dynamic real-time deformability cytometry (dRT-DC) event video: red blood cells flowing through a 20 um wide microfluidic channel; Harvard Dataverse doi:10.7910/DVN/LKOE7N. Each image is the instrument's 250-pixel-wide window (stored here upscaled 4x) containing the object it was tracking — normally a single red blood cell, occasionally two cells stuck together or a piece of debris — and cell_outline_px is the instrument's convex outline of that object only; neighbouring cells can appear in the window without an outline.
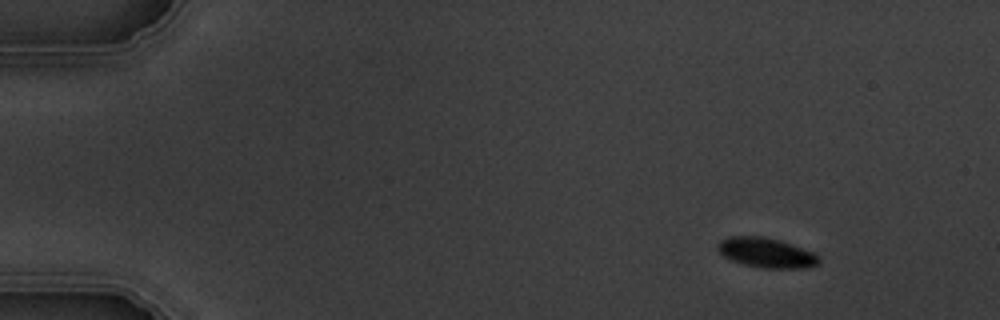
{"species": "common noctule bat (a hibernating species)", "species_latin": "Nyctalus noctula", "temperature_condition": "warm", "stored_images_in_passage": 4, "camera_frame_rate_fps": 3000, "um_per_image_px": 0.085, "animal": {"sex": "male", "body_mass_g": 19.5, "forearm_length_mm": 54.6}, "frame": {"image": 1, "passage_image": 1, "time_ms": 0.0, "image_size_px": [1000, 320], "cell_outline_px": [[820, 264], [804, 268], [764, 268], [744, 264], [732, 260], [724, 256], [716, 248], [716, 244], [720, 240], [728, 236], [764, 236], [780, 240], [792, 244], [812, 252], [820, 256]], "centroid_in_image_um": [65.14, 21.47], "position_along_channel_um": 19.9, "area_um2": 17.69}}